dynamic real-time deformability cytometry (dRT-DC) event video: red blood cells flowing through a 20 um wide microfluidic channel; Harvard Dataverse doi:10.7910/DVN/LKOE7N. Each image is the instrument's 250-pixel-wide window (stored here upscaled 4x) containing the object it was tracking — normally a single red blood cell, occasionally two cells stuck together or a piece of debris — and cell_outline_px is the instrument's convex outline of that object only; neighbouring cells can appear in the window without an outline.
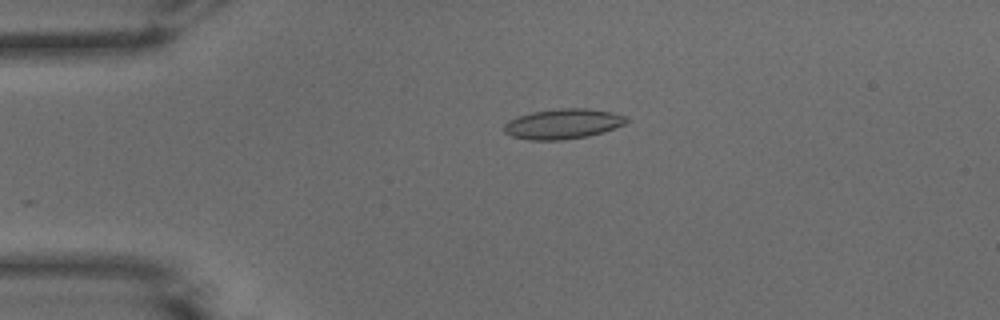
{"species": "common noctule bat (a hibernating species)", "species_latin": "Nyctalus noctula", "temperature_condition": "warm", "stored_images_in_passage": 48, "camera_frame_rate_fps": 3000, "um_per_image_px": 0.085, "animal": {"sex": "male", "body_mass_g": 15.6}, "frame": {"image": 1, "passage_image": 8, "time_ms": 2.333, "image_size_px": [1000, 320], "cell_outline_px": [[628, 120], [624, 124], [604, 132], [588, 136], [564, 140], [528, 140], [512, 136], [504, 132], [504, 124], [508, 120], [516, 116], [532, 112], [560, 108], [588, 108], [612, 112], [628, 116]], "centroid_in_image_um": [47.85, 10.53], "position_along_channel_um": 37.2, "area_um2": 21.68}}
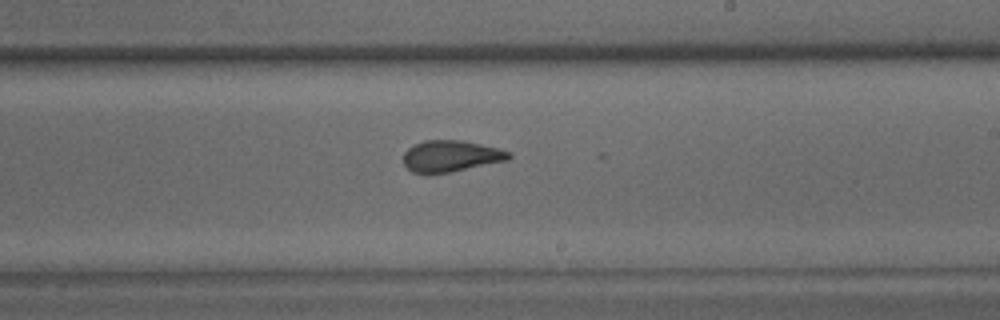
{"frame": {"image": 2, "passage_image": 27, "time_ms": 8.667, "image_size_px": [1000, 320], "cell_outline_px": [[512, 156], [508, 160], [448, 172], [412, 172], [404, 164], [404, 152], [408, 148], [424, 140], [460, 140], [480, 144], [512, 152]], "centroid_in_image_um": [38.34, 13.25], "position_along_channel_um": 250.7, "area_um2": 18.84}}
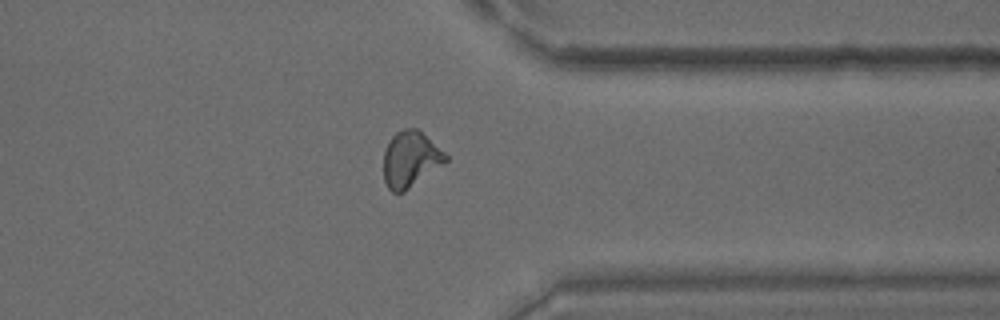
{"frame": {"image": 3, "passage_image": 37, "time_ms": 12.0, "image_size_px": [1000, 320], "cell_outline_px": [[448, 160], [404, 192], [392, 192], [388, 188], [384, 180], [384, 152], [392, 136], [396, 132], [404, 128], [416, 128], [444, 152], [448, 156]], "centroid_in_image_um": [34.87, 13.54], "position_along_channel_um": 376.5, "area_um2": 19.83}, "authors_computed_cell_mechanics": {"area_um2": 19.8254, "velocity_mm_per_s": 3.9081, "shape_relaxation_time_tau1_ms": 7.3087, "shape_relaxation_time_tau2_ms": 0.9797, "deformation_change_tau1": 0.2238, "deformation_change_tau2": 0.0865}}